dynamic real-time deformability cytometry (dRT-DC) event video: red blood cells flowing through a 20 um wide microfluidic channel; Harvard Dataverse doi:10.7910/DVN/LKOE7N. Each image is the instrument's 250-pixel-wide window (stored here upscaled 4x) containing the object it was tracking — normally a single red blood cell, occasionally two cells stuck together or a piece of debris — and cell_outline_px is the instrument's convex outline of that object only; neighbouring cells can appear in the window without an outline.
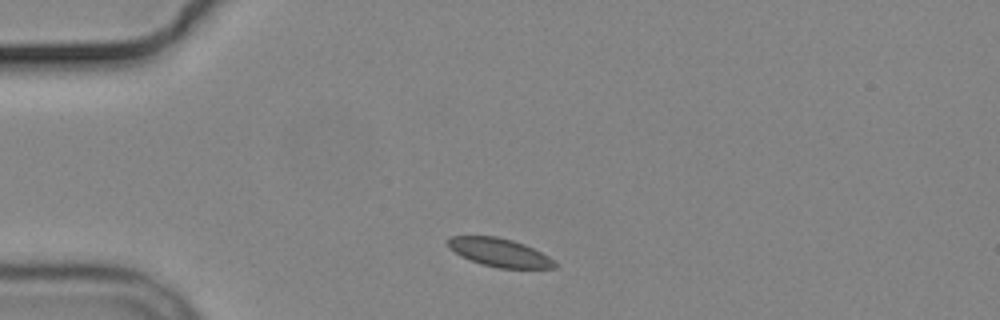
{"species": "common noctule bat (a hibernating species)", "species_latin": "Nyctalus noctula", "temperature_condition": "cold", "stored_images_in_passage": 1, "camera_frame_rate_fps": 3000, "um_per_image_px": 0.085, "animal": {"sex": "male", "body_mass_g": 19.2, "forearm_length_mm": 51.8}, "frame": {"image": 1, "passage_image": 1, "time_ms": 0.0, "image_size_px": [1000, 320], "cell_outline_px": [[556, 268], [500, 268], [480, 264], [460, 256], [448, 248], [448, 240], [452, 236], [496, 236], [512, 240], [524, 244], [548, 256], [556, 264]], "centroid_in_image_um": [42.42, 21.46], "position_along_channel_um": 42.6, "area_um2": 17.51}}